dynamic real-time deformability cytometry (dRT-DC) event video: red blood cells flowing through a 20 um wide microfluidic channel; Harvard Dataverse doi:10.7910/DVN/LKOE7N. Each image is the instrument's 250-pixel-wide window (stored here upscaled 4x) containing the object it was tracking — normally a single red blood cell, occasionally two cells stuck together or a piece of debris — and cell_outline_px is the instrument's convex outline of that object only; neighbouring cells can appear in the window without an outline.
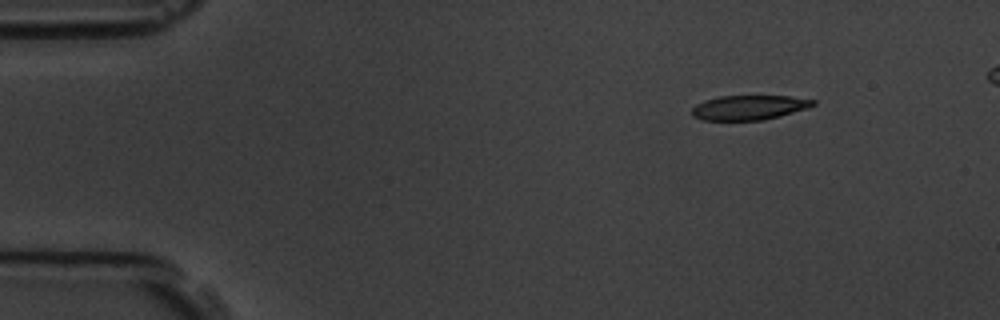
{"species": "common noctule bat (a hibernating species)", "species_latin": "Nyctalus noctula", "temperature_condition": "room temperature", "stored_images_in_passage": 8, "camera_frame_rate_fps": 3000, "um_per_image_px": 0.085, "animal": {"sex": "male", "body_mass_g": 19.5, "forearm_length_mm": 54.6}, "frame": {"image": 1, "passage_image": 1, "time_ms": 0.0, "image_size_px": [1000, 320], "cell_outline_px": [[816, 104], [808, 108], [780, 116], [764, 120], [700, 120], [692, 116], [692, 108], [696, 104], [704, 100], [720, 96], [792, 96], [816, 100]], "centroid_in_image_um": [63.67, 9.14], "position_along_channel_um": 21.3, "area_um2": 17.51}}
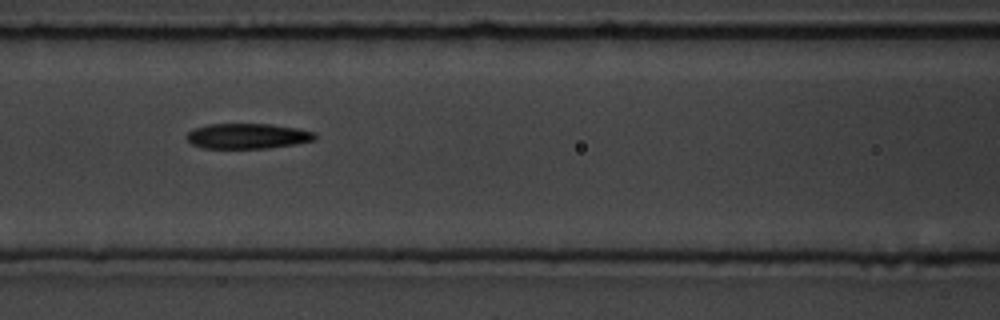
{"frame": {"image": 2, "passage_image": 6, "time_ms": 5.667, "image_size_px": [1000, 320], "cell_outline_px": [[316, 140], [268, 148], [204, 148], [192, 144], [188, 140], [188, 132], [192, 128], [208, 124], [272, 124], [296, 128], [316, 132]], "centroid_in_image_um": [21.05, 11.56], "position_along_channel_um": 145.6, "area_um2": 18.84}}
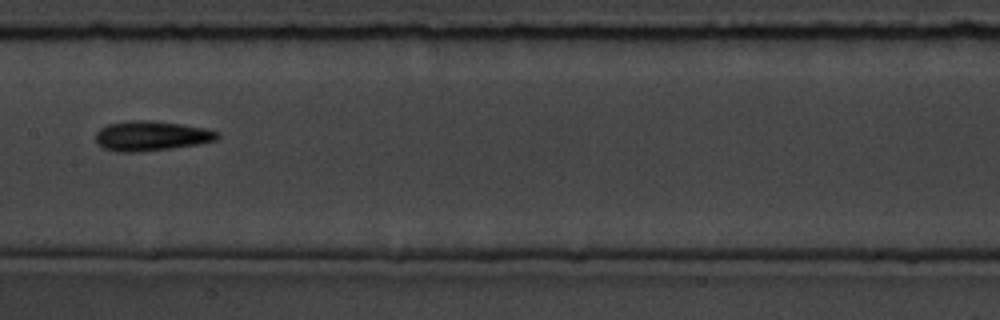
{"frame": {"image": 3, "passage_image": 7, "time_ms": 7.0, "image_size_px": [1000, 320], "cell_outline_px": [[220, 136], [216, 140], [196, 144], [172, 148], [136, 152], [116, 152], [104, 148], [96, 140], [96, 132], [100, 128], [108, 124], [128, 120], [152, 120], [208, 128], [220, 132]], "centroid_in_image_um": [12.87, 11.54], "position_along_channel_um": 194.5, "area_um2": 21.21}}